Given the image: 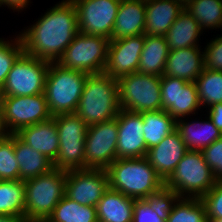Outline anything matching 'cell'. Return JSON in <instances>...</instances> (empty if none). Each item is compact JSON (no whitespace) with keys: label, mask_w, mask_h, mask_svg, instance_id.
Segmentation results:
<instances>
[{"label":"cell","mask_w":222,"mask_h":222,"mask_svg":"<svg viewBox=\"0 0 222 222\" xmlns=\"http://www.w3.org/2000/svg\"><path fill=\"white\" fill-rule=\"evenodd\" d=\"M177 1L180 2L185 7L192 0H177Z\"/></svg>","instance_id":"obj_44"},{"label":"cell","mask_w":222,"mask_h":222,"mask_svg":"<svg viewBox=\"0 0 222 222\" xmlns=\"http://www.w3.org/2000/svg\"><path fill=\"white\" fill-rule=\"evenodd\" d=\"M170 49L164 36L145 34L137 72L162 76Z\"/></svg>","instance_id":"obj_27"},{"label":"cell","mask_w":222,"mask_h":222,"mask_svg":"<svg viewBox=\"0 0 222 222\" xmlns=\"http://www.w3.org/2000/svg\"><path fill=\"white\" fill-rule=\"evenodd\" d=\"M120 109L141 113L162 109L161 76L134 72L117 79Z\"/></svg>","instance_id":"obj_8"},{"label":"cell","mask_w":222,"mask_h":222,"mask_svg":"<svg viewBox=\"0 0 222 222\" xmlns=\"http://www.w3.org/2000/svg\"><path fill=\"white\" fill-rule=\"evenodd\" d=\"M201 200L205 205L208 220L222 219V181H217Z\"/></svg>","instance_id":"obj_37"},{"label":"cell","mask_w":222,"mask_h":222,"mask_svg":"<svg viewBox=\"0 0 222 222\" xmlns=\"http://www.w3.org/2000/svg\"><path fill=\"white\" fill-rule=\"evenodd\" d=\"M187 151L179 132L174 130L159 144L148 149L146 158L165 183Z\"/></svg>","instance_id":"obj_18"},{"label":"cell","mask_w":222,"mask_h":222,"mask_svg":"<svg viewBox=\"0 0 222 222\" xmlns=\"http://www.w3.org/2000/svg\"><path fill=\"white\" fill-rule=\"evenodd\" d=\"M143 134L147 149L159 144L168 134L176 130V120L165 110L144 111Z\"/></svg>","instance_id":"obj_29"},{"label":"cell","mask_w":222,"mask_h":222,"mask_svg":"<svg viewBox=\"0 0 222 222\" xmlns=\"http://www.w3.org/2000/svg\"><path fill=\"white\" fill-rule=\"evenodd\" d=\"M52 118L59 137V150L53 167L63 171L84 169L88 125L76 113L59 114Z\"/></svg>","instance_id":"obj_7"},{"label":"cell","mask_w":222,"mask_h":222,"mask_svg":"<svg viewBox=\"0 0 222 222\" xmlns=\"http://www.w3.org/2000/svg\"><path fill=\"white\" fill-rule=\"evenodd\" d=\"M4 95L0 89V133H3Z\"/></svg>","instance_id":"obj_43"},{"label":"cell","mask_w":222,"mask_h":222,"mask_svg":"<svg viewBox=\"0 0 222 222\" xmlns=\"http://www.w3.org/2000/svg\"><path fill=\"white\" fill-rule=\"evenodd\" d=\"M146 0H121L111 40L145 34Z\"/></svg>","instance_id":"obj_20"},{"label":"cell","mask_w":222,"mask_h":222,"mask_svg":"<svg viewBox=\"0 0 222 222\" xmlns=\"http://www.w3.org/2000/svg\"><path fill=\"white\" fill-rule=\"evenodd\" d=\"M119 111L117 79L105 73L88 75L75 113L91 126L115 119Z\"/></svg>","instance_id":"obj_3"},{"label":"cell","mask_w":222,"mask_h":222,"mask_svg":"<svg viewBox=\"0 0 222 222\" xmlns=\"http://www.w3.org/2000/svg\"><path fill=\"white\" fill-rule=\"evenodd\" d=\"M117 117L88 126L85 137L84 169H107L117 159Z\"/></svg>","instance_id":"obj_12"},{"label":"cell","mask_w":222,"mask_h":222,"mask_svg":"<svg viewBox=\"0 0 222 222\" xmlns=\"http://www.w3.org/2000/svg\"><path fill=\"white\" fill-rule=\"evenodd\" d=\"M78 32L75 5L71 0H62L49 8L19 36L24 53L49 62H57Z\"/></svg>","instance_id":"obj_1"},{"label":"cell","mask_w":222,"mask_h":222,"mask_svg":"<svg viewBox=\"0 0 222 222\" xmlns=\"http://www.w3.org/2000/svg\"><path fill=\"white\" fill-rule=\"evenodd\" d=\"M14 152L19 166V180L26 181L50 172L53 162L14 134Z\"/></svg>","instance_id":"obj_25"},{"label":"cell","mask_w":222,"mask_h":222,"mask_svg":"<svg viewBox=\"0 0 222 222\" xmlns=\"http://www.w3.org/2000/svg\"><path fill=\"white\" fill-rule=\"evenodd\" d=\"M0 222H26L24 217L0 215Z\"/></svg>","instance_id":"obj_42"},{"label":"cell","mask_w":222,"mask_h":222,"mask_svg":"<svg viewBox=\"0 0 222 222\" xmlns=\"http://www.w3.org/2000/svg\"><path fill=\"white\" fill-rule=\"evenodd\" d=\"M207 165L217 181H222V137L202 150Z\"/></svg>","instance_id":"obj_39"},{"label":"cell","mask_w":222,"mask_h":222,"mask_svg":"<svg viewBox=\"0 0 222 222\" xmlns=\"http://www.w3.org/2000/svg\"><path fill=\"white\" fill-rule=\"evenodd\" d=\"M109 188L135 200L166 195L165 183L146 157L116 159L107 169Z\"/></svg>","instance_id":"obj_2"},{"label":"cell","mask_w":222,"mask_h":222,"mask_svg":"<svg viewBox=\"0 0 222 222\" xmlns=\"http://www.w3.org/2000/svg\"><path fill=\"white\" fill-rule=\"evenodd\" d=\"M200 106L222 103V71L203 69L195 80Z\"/></svg>","instance_id":"obj_33"},{"label":"cell","mask_w":222,"mask_h":222,"mask_svg":"<svg viewBox=\"0 0 222 222\" xmlns=\"http://www.w3.org/2000/svg\"><path fill=\"white\" fill-rule=\"evenodd\" d=\"M166 195L158 199L136 200L133 222H166Z\"/></svg>","instance_id":"obj_35"},{"label":"cell","mask_w":222,"mask_h":222,"mask_svg":"<svg viewBox=\"0 0 222 222\" xmlns=\"http://www.w3.org/2000/svg\"><path fill=\"white\" fill-rule=\"evenodd\" d=\"M161 100L162 109L175 120L189 118L201 109L196 83L177 77L161 76Z\"/></svg>","instance_id":"obj_15"},{"label":"cell","mask_w":222,"mask_h":222,"mask_svg":"<svg viewBox=\"0 0 222 222\" xmlns=\"http://www.w3.org/2000/svg\"><path fill=\"white\" fill-rule=\"evenodd\" d=\"M135 201L108 188L96 206L98 222H133Z\"/></svg>","instance_id":"obj_24"},{"label":"cell","mask_w":222,"mask_h":222,"mask_svg":"<svg viewBox=\"0 0 222 222\" xmlns=\"http://www.w3.org/2000/svg\"><path fill=\"white\" fill-rule=\"evenodd\" d=\"M29 222H50L47 219H40V220H33V221H29Z\"/></svg>","instance_id":"obj_45"},{"label":"cell","mask_w":222,"mask_h":222,"mask_svg":"<svg viewBox=\"0 0 222 222\" xmlns=\"http://www.w3.org/2000/svg\"><path fill=\"white\" fill-rule=\"evenodd\" d=\"M0 180H19V166L14 152V134L0 133Z\"/></svg>","instance_id":"obj_34"},{"label":"cell","mask_w":222,"mask_h":222,"mask_svg":"<svg viewBox=\"0 0 222 222\" xmlns=\"http://www.w3.org/2000/svg\"><path fill=\"white\" fill-rule=\"evenodd\" d=\"M50 62L23 53L13 64L1 91L4 96L44 93Z\"/></svg>","instance_id":"obj_10"},{"label":"cell","mask_w":222,"mask_h":222,"mask_svg":"<svg viewBox=\"0 0 222 222\" xmlns=\"http://www.w3.org/2000/svg\"><path fill=\"white\" fill-rule=\"evenodd\" d=\"M209 222H222V219L220 220H208Z\"/></svg>","instance_id":"obj_46"},{"label":"cell","mask_w":222,"mask_h":222,"mask_svg":"<svg viewBox=\"0 0 222 222\" xmlns=\"http://www.w3.org/2000/svg\"><path fill=\"white\" fill-rule=\"evenodd\" d=\"M204 68L222 71V35L212 38L203 51Z\"/></svg>","instance_id":"obj_38"},{"label":"cell","mask_w":222,"mask_h":222,"mask_svg":"<svg viewBox=\"0 0 222 222\" xmlns=\"http://www.w3.org/2000/svg\"><path fill=\"white\" fill-rule=\"evenodd\" d=\"M16 135L52 162L55 161L59 150V137L57 125L53 118L23 127Z\"/></svg>","instance_id":"obj_21"},{"label":"cell","mask_w":222,"mask_h":222,"mask_svg":"<svg viewBox=\"0 0 222 222\" xmlns=\"http://www.w3.org/2000/svg\"><path fill=\"white\" fill-rule=\"evenodd\" d=\"M185 9L199 22L202 31L221 29L222 0H192Z\"/></svg>","instance_id":"obj_32"},{"label":"cell","mask_w":222,"mask_h":222,"mask_svg":"<svg viewBox=\"0 0 222 222\" xmlns=\"http://www.w3.org/2000/svg\"><path fill=\"white\" fill-rule=\"evenodd\" d=\"M184 8L177 0H146L145 34L164 36Z\"/></svg>","instance_id":"obj_22"},{"label":"cell","mask_w":222,"mask_h":222,"mask_svg":"<svg viewBox=\"0 0 222 222\" xmlns=\"http://www.w3.org/2000/svg\"><path fill=\"white\" fill-rule=\"evenodd\" d=\"M108 188V174L105 169L67 171L65 195L81 205L96 207Z\"/></svg>","instance_id":"obj_14"},{"label":"cell","mask_w":222,"mask_h":222,"mask_svg":"<svg viewBox=\"0 0 222 222\" xmlns=\"http://www.w3.org/2000/svg\"><path fill=\"white\" fill-rule=\"evenodd\" d=\"M216 182L202 151L188 150L165 182V192L175 197L202 198Z\"/></svg>","instance_id":"obj_4"},{"label":"cell","mask_w":222,"mask_h":222,"mask_svg":"<svg viewBox=\"0 0 222 222\" xmlns=\"http://www.w3.org/2000/svg\"><path fill=\"white\" fill-rule=\"evenodd\" d=\"M67 171L53 168L50 172L24 181L26 222L48 219L65 195Z\"/></svg>","instance_id":"obj_6"},{"label":"cell","mask_w":222,"mask_h":222,"mask_svg":"<svg viewBox=\"0 0 222 222\" xmlns=\"http://www.w3.org/2000/svg\"><path fill=\"white\" fill-rule=\"evenodd\" d=\"M110 39L78 32L56 63L88 75L104 72Z\"/></svg>","instance_id":"obj_9"},{"label":"cell","mask_w":222,"mask_h":222,"mask_svg":"<svg viewBox=\"0 0 222 222\" xmlns=\"http://www.w3.org/2000/svg\"><path fill=\"white\" fill-rule=\"evenodd\" d=\"M166 222H209L201 198L175 197L166 194Z\"/></svg>","instance_id":"obj_28"},{"label":"cell","mask_w":222,"mask_h":222,"mask_svg":"<svg viewBox=\"0 0 222 222\" xmlns=\"http://www.w3.org/2000/svg\"><path fill=\"white\" fill-rule=\"evenodd\" d=\"M44 93L4 96L3 133L16 134L21 128L51 119Z\"/></svg>","instance_id":"obj_11"},{"label":"cell","mask_w":222,"mask_h":222,"mask_svg":"<svg viewBox=\"0 0 222 222\" xmlns=\"http://www.w3.org/2000/svg\"><path fill=\"white\" fill-rule=\"evenodd\" d=\"M202 33L199 22L184 8L164 37L170 51H173L200 46L198 42Z\"/></svg>","instance_id":"obj_26"},{"label":"cell","mask_w":222,"mask_h":222,"mask_svg":"<svg viewBox=\"0 0 222 222\" xmlns=\"http://www.w3.org/2000/svg\"><path fill=\"white\" fill-rule=\"evenodd\" d=\"M50 222H98L96 207L81 205L66 195L48 217Z\"/></svg>","instance_id":"obj_31"},{"label":"cell","mask_w":222,"mask_h":222,"mask_svg":"<svg viewBox=\"0 0 222 222\" xmlns=\"http://www.w3.org/2000/svg\"><path fill=\"white\" fill-rule=\"evenodd\" d=\"M145 34L110 40L105 74L119 79L137 72Z\"/></svg>","instance_id":"obj_16"},{"label":"cell","mask_w":222,"mask_h":222,"mask_svg":"<svg viewBox=\"0 0 222 222\" xmlns=\"http://www.w3.org/2000/svg\"><path fill=\"white\" fill-rule=\"evenodd\" d=\"M199 46L169 52L163 75L195 82L204 69L203 52Z\"/></svg>","instance_id":"obj_19"},{"label":"cell","mask_w":222,"mask_h":222,"mask_svg":"<svg viewBox=\"0 0 222 222\" xmlns=\"http://www.w3.org/2000/svg\"><path fill=\"white\" fill-rule=\"evenodd\" d=\"M77 11L78 30L82 34L111 40L121 0H71Z\"/></svg>","instance_id":"obj_13"},{"label":"cell","mask_w":222,"mask_h":222,"mask_svg":"<svg viewBox=\"0 0 222 222\" xmlns=\"http://www.w3.org/2000/svg\"><path fill=\"white\" fill-rule=\"evenodd\" d=\"M208 118L214 123L222 133V103H216L208 107Z\"/></svg>","instance_id":"obj_40"},{"label":"cell","mask_w":222,"mask_h":222,"mask_svg":"<svg viewBox=\"0 0 222 222\" xmlns=\"http://www.w3.org/2000/svg\"><path fill=\"white\" fill-rule=\"evenodd\" d=\"M23 53V43L19 34L10 41L0 38V89L5 84L13 64Z\"/></svg>","instance_id":"obj_36"},{"label":"cell","mask_w":222,"mask_h":222,"mask_svg":"<svg viewBox=\"0 0 222 222\" xmlns=\"http://www.w3.org/2000/svg\"><path fill=\"white\" fill-rule=\"evenodd\" d=\"M0 215L25 218L24 181L0 180Z\"/></svg>","instance_id":"obj_30"},{"label":"cell","mask_w":222,"mask_h":222,"mask_svg":"<svg viewBox=\"0 0 222 222\" xmlns=\"http://www.w3.org/2000/svg\"><path fill=\"white\" fill-rule=\"evenodd\" d=\"M140 113L120 109L117 115V159L146 157L147 146Z\"/></svg>","instance_id":"obj_17"},{"label":"cell","mask_w":222,"mask_h":222,"mask_svg":"<svg viewBox=\"0 0 222 222\" xmlns=\"http://www.w3.org/2000/svg\"><path fill=\"white\" fill-rule=\"evenodd\" d=\"M1 6H5L7 5V7L9 9H12L14 11H18L20 12L23 11V9L26 7H28V3H31L30 0H0Z\"/></svg>","instance_id":"obj_41"},{"label":"cell","mask_w":222,"mask_h":222,"mask_svg":"<svg viewBox=\"0 0 222 222\" xmlns=\"http://www.w3.org/2000/svg\"><path fill=\"white\" fill-rule=\"evenodd\" d=\"M206 119L194 120L191 123L185 121L188 119L176 120V130L179 132L187 150L202 151L222 137V133L214 123L208 117Z\"/></svg>","instance_id":"obj_23"},{"label":"cell","mask_w":222,"mask_h":222,"mask_svg":"<svg viewBox=\"0 0 222 222\" xmlns=\"http://www.w3.org/2000/svg\"><path fill=\"white\" fill-rule=\"evenodd\" d=\"M88 74L50 62L44 95L52 116L75 113Z\"/></svg>","instance_id":"obj_5"}]
</instances>
